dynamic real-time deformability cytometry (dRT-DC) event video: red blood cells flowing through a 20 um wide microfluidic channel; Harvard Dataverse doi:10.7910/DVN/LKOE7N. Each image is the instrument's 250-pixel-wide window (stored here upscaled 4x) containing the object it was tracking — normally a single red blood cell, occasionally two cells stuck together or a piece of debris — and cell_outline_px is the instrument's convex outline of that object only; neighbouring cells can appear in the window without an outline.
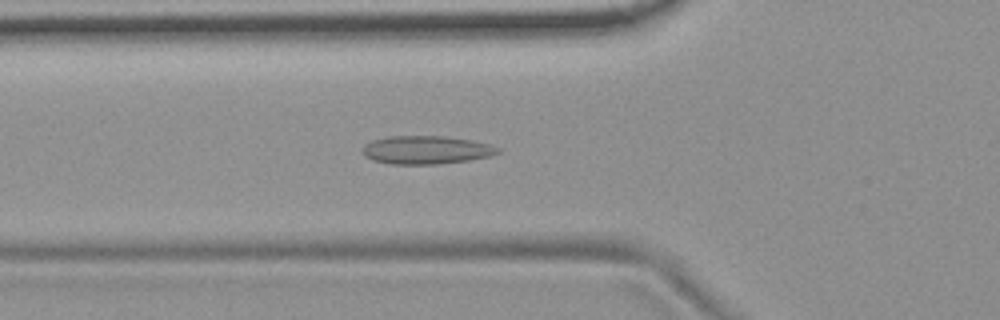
{"species": "common noctule bat (a hibernating species)", "species_latin": "Nyctalus noctula", "temperature_condition": "room temperature", "stored_images_in_passage": 39, "camera_frame_rate_fps": 3000, "um_per_image_px": 0.085, "animal": {"sex": "female", "body_mass_g": 19.9}, "frame": {"image": 1, "passage_image": 4, "time_ms": 1.0, "image_size_px": [1000, 320], "cell_outline_px": [[500, 152], [488, 156], [468, 160], [436, 164], [392, 164], [372, 160], [364, 156], [360, 152], [360, 148], [364, 144], [372, 140], [388, 136], [444, 136], [472, 140], [492, 144], [500, 148]], "centroid_in_image_um": [36.18, 12.73], "position_along_channel_um": 89.6, "area_um2": 22.48}}
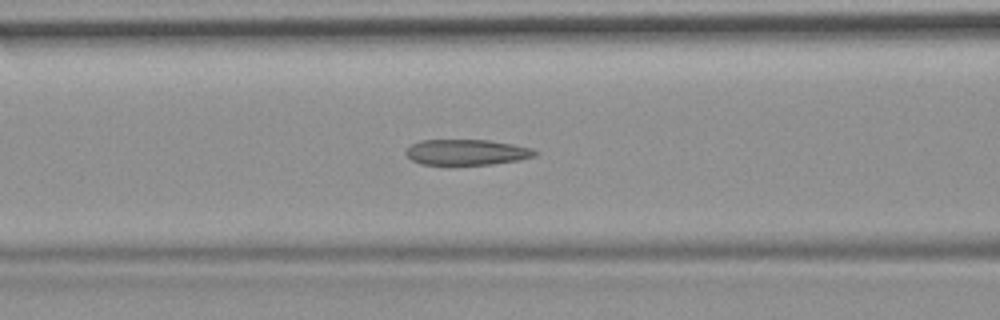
{"frame": {"image": 2, "passage_image": 7, "time_ms": 2.0, "image_size_px": [1000, 320], "cell_outline_px": [[540, 152], [536, 156], [520, 160], [492, 164], [420, 164], [412, 160], [404, 152], [412, 144], [420, 140], [488, 140], [512, 144], [532, 148]], "centroid_in_image_um": [39.71, 12.93], "position_along_channel_um": 126.9, "area_um2": 19.25}}
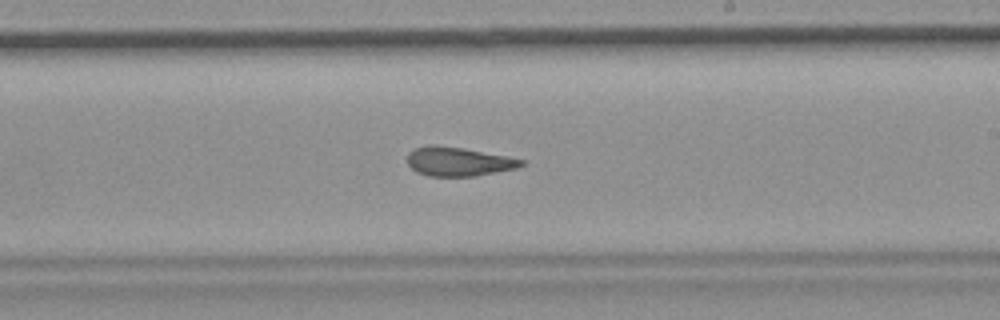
{"frame": {"image": 3, "passage_image": 17, "time_ms": 5.333, "image_size_px": [1000, 320], "cell_outline_px": [[524, 164], [516, 168], [476, 176], [428, 176], [416, 172], [408, 164], [408, 152], [416, 148], [428, 144], [436, 144], [464, 148], [524, 160]], "centroid_in_image_um": [38.92, 13.73], "position_along_channel_um": 250.1, "area_um2": 19.19}, "authors_computed_cell_mechanics": {"area_um2": 19.941, "velocity_mm_per_s": 3.7119, "shape_relaxation_time_tau1_ms": null, "shape_relaxation_time_tau2_ms": 3.0095, "deformation_change_tau1": null, "deformation_change_tau2": 0.1063}}